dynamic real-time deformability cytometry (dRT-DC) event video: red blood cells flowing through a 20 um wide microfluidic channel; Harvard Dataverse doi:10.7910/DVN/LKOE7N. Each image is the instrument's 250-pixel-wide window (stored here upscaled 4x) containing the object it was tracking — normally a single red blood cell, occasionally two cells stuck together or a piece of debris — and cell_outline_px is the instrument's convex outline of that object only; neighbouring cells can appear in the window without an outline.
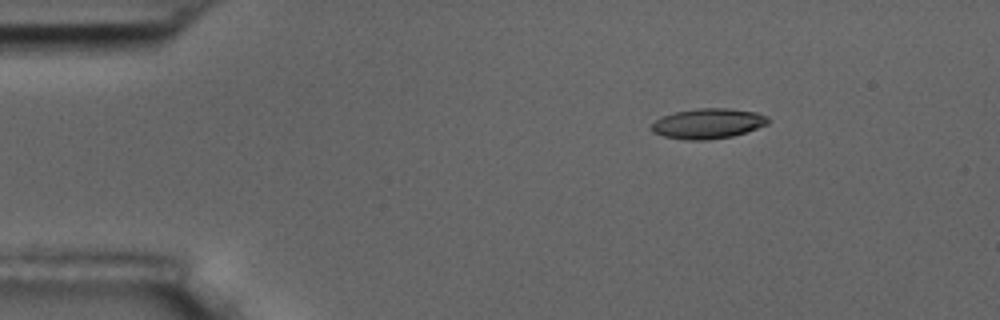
{"species": "common noctule bat (a hibernating species)", "species_latin": "Nyctalus noctula", "temperature_condition": "room temperature", "stored_images_in_passage": 4, "camera_frame_rate_fps": 3000, "um_per_image_px": 0.085, "animal": {"sex": "male", "body_mass_g": 17.5, "forearm_length_mm": 52.3}, "frame": {"image": 1, "passage_image": 1, "time_ms": 0.0, "image_size_px": [1000, 320], "cell_outline_px": [[772, 120], [768, 124], [732, 136], [708, 140], [684, 140], [664, 136], [652, 132], [652, 124], [656, 120], [664, 116], [676, 112], [696, 108], [728, 108], [756, 112], [768, 116]], "centroid_in_image_um": [60.21, 10.5], "position_along_channel_um": 24.8, "area_um2": 20.46}}